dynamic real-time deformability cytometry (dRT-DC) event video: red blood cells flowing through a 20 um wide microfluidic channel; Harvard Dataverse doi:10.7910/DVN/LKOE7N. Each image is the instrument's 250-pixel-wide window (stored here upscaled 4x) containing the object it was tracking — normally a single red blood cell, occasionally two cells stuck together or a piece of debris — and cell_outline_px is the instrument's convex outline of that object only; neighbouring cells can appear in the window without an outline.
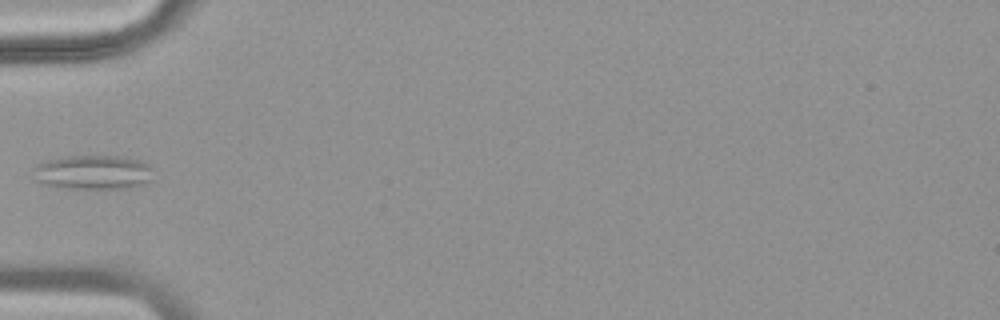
{"species": "common noctule bat (a hibernating species)", "species_latin": "Nyctalus noctula", "temperature_condition": "warm", "stored_images_in_passage": 31, "camera_frame_rate_fps": 3000, "um_per_image_px": 0.085, "animal": {"sex": "female", "body_mass_g": 18.4}, "frame": {"image": 1, "passage_image": 1, "time_ms": 0.0, "image_size_px": [1000, 320], "cell_outline_px": [[152, 180], [144, 184], [128, 188], [68, 188], [44, 184], [36, 180], [36, 168], [40, 164], [48, 160], [68, 156], [120, 156], [140, 160], [148, 164], [152, 168]], "centroid_in_image_um": [8.01, 14.64], "position_along_channel_um": 77.0, "area_um2": 23.7}}